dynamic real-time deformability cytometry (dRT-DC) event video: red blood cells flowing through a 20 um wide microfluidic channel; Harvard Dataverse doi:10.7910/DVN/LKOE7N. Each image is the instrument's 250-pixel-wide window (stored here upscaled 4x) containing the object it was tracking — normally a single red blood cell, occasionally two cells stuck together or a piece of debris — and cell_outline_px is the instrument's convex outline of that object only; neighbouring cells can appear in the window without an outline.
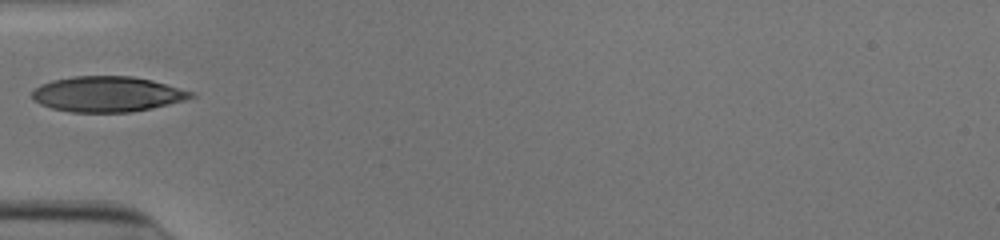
{"species": "human", "species_latin": "Homo sapiens", "temperature_condition": "cold", "stored_images_in_passage": 28, "camera_frame_rate_fps": 3000, "um_per_image_px": 0.085, "donor": {"sex": "male"}, "frame": {"image": 1, "passage_image": 1, "time_ms": 0.0, "image_size_px": [1000, 240], "cell_outline_px": [[196, 96], [184, 100], [168, 104], [128, 112], [72, 112], [52, 108], [40, 104], [32, 100], [32, 92], [40, 84], [52, 80], [72, 76], [132, 76], [152, 80], [196, 92]], "centroid_in_image_um": [9.11, 7.99], "position_along_channel_um": 75.9, "area_um2": 32.77}}
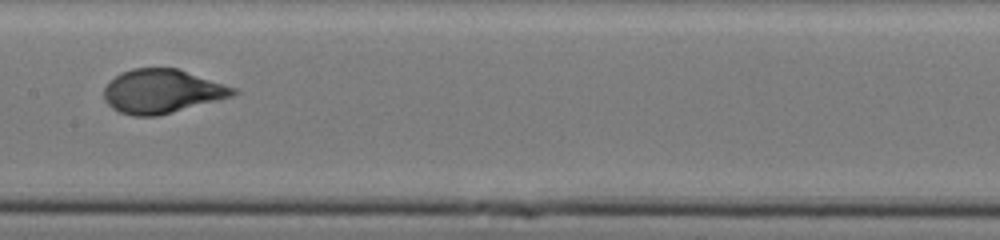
{"frame": {"image": 2, "passage_image": 10, "time_ms": 3.0, "image_size_px": [1000, 240], "cell_outline_px": [[240, 92], [232, 96], [156, 116], [132, 116], [120, 112], [112, 108], [108, 104], [104, 96], [104, 88], [108, 80], [120, 72], [132, 68], [176, 68], [236, 88]], "centroid_in_image_um": [13.72, 7.75], "position_along_channel_um": 193.7, "area_um2": 32.83}}
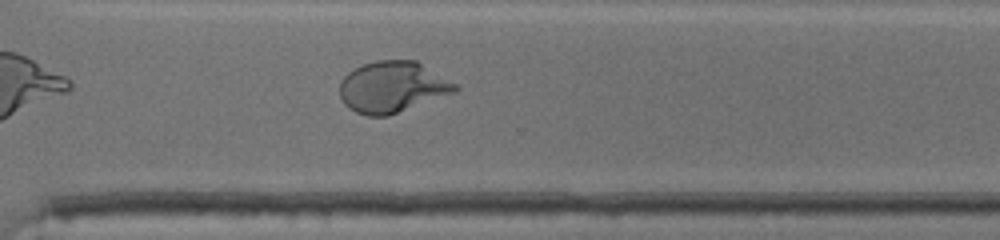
{"frame": {"image": 3, "passage_image": 21, "time_ms": 6.667, "image_size_px": [1000, 240], "cell_outline_px": [[460, 88], [456, 92], [388, 116], [368, 116], [356, 112], [348, 108], [344, 104], [340, 96], [340, 80], [348, 72], [364, 64], [376, 60], [416, 60], [456, 84]], "centroid_in_image_um": [33.34, 7.4], "position_along_channel_um": 337.3, "area_um2": 34.39}}